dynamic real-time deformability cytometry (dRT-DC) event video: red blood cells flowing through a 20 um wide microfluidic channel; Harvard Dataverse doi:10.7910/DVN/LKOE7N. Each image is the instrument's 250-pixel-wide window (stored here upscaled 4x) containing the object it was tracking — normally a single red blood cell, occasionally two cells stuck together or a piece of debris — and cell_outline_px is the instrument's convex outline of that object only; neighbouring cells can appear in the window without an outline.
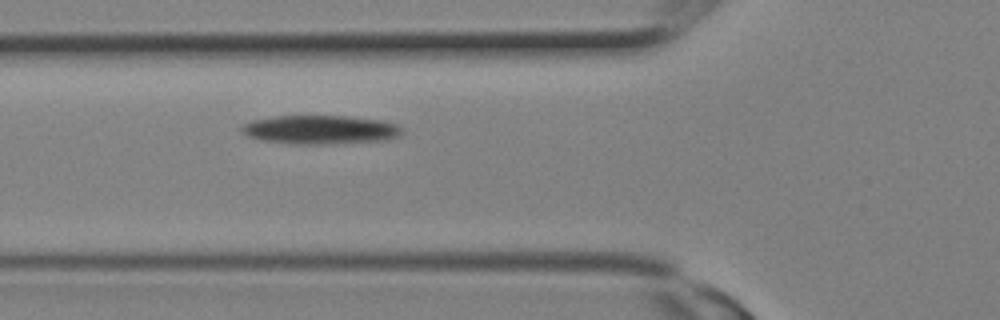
{"species": "Egyptian fruit bat (a non-hibernating species)", "species_latin": "Rousettus aegyptiacus", "temperature_condition": "room temperature", "stored_images_in_passage": 4, "segment_of_instrument_passage": [1, 2], "camera_frame_rate_fps": 3000, "um_per_image_px": 0.085, "animal": {"sex": "female"}, "frame": {"image": 1, "passage_image": 3, "time_ms": 0.667, "image_size_px": [1000, 320], "cell_outline_px": [[404, 132], [400, 136], [388, 140], [324, 144], [288, 144], [260, 140], [248, 136], [240, 132], [240, 128], [244, 124], [252, 120], [276, 116], [344, 116], [380, 120], [396, 124], [404, 128]], "centroid_in_image_um": [27.23, 11.03], "position_along_channel_um": 98.6, "area_um2": 27.17}}